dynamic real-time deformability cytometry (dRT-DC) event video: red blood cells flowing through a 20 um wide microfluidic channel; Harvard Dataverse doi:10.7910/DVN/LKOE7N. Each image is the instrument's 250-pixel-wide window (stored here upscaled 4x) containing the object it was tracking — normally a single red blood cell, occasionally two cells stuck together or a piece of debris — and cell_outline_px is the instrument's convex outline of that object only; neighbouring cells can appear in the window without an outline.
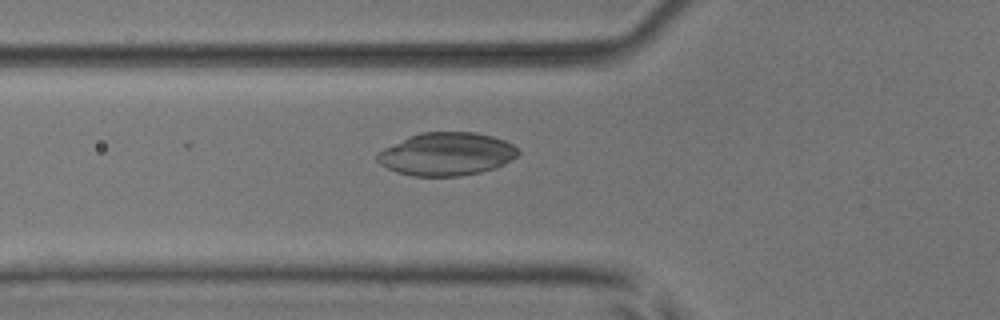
{"species": "common noctule bat (a hibernating species)", "species_latin": "Nyctalus noctula", "temperature_condition": "room temperature", "stored_images_in_passage": 20, "camera_frame_rate_fps": 3000, "um_per_image_px": 0.085, "animal": {"sex": "male", "body_mass_g": 17.9, "forearm_length_mm": 54.2}, "frame": {"image": 1, "passage_image": 20, "time_ms": 6.333, "image_size_px": [1000, 320], "cell_outline_px": [[520, 152], [516, 156], [504, 164], [496, 168], [480, 172], [460, 176], [412, 176], [396, 172], [380, 164], [376, 160], [376, 152], [408, 136], [420, 132], [476, 132], [492, 136], [504, 140], [512, 144]], "centroid_in_image_um": [37.93, 13.09], "position_along_channel_um": 87.9, "area_um2": 35.43}}